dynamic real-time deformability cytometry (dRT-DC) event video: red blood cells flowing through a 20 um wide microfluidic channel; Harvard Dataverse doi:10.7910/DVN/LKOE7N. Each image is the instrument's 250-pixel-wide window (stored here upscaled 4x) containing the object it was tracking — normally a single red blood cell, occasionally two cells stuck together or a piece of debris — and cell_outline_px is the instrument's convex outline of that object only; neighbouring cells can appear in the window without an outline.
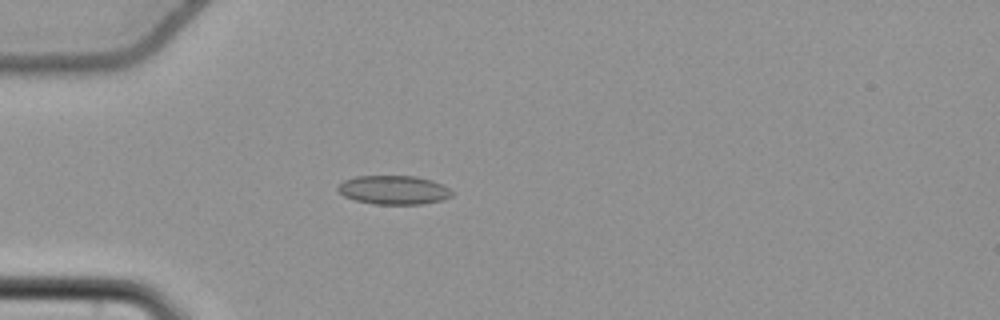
{"species": "common noctule bat (a hibernating species)", "species_latin": "Nyctalus noctula", "temperature_condition": "cold", "stored_images_in_passage": 50, "camera_frame_rate_fps": 3000, "um_per_image_px": 0.085, "animal": {"sex": "female", "body_mass_g": 22.7, "forearm_length_mm": 54.2}, "frame": {"image": 1, "passage_image": 11, "time_ms": 3.333, "image_size_px": [1000, 320], "cell_outline_px": [[452, 196], [444, 200], [420, 204], [376, 204], [356, 200], [344, 196], [336, 188], [344, 180], [356, 176], [416, 176], [432, 180], [444, 184], [452, 192]], "centroid_in_image_um": [33.5, 16.14], "position_along_channel_um": 51.5, "area_um2": 19.19}}
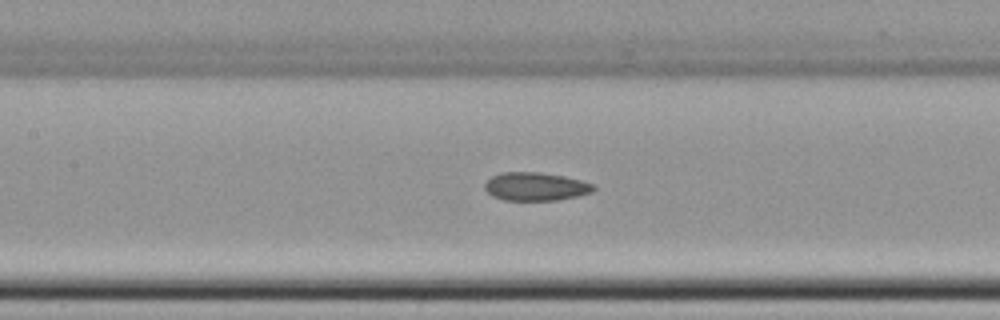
{"frame": {"image": 2, "passage_image": 21, "time_ms": 6.667, "image_size_px": [1000, 320], "cell_outline_px": [[596, 188], [592, 192], [576, 196], [556, 200], [504, 200], [492, 196], [484, 188], [484, 184], [492, 176], [504, 172], [536, 172], [564, 176], [580, 180], [592, 184]], "centroid_in_image_um": [45.51, 15.86], "position_along_channel_um": 161.9, "area_um2": 17.74}}
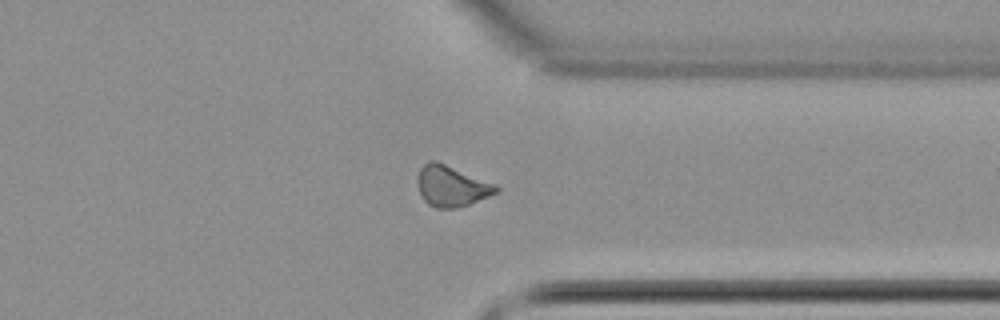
{"frame": {"image": 3, "passage_image": 38, "time_ms": 12.333, "image_size_px": [1000, 320], "cell_outline_px": [[500, 192], [468, 204], [456, 208], [436, 208], [428, 204], [424, 200], [416, 184], [416, 180], [420, 168], [428, 160], [436, 160], [492, 184], [500, 188]], "centroid_in_image_um": [38.32, 15.82], "position_along_channel_um": 373.1, "area_um2": 18.44}, "authors_computed_cell_mechanics": {"area_um2": 18.3226, "velocity_mm_per_s": 3.7506, "shape_relaxation_time_tau1_ms": null, "shape_relaxation_time_tau2_ms": 8.8143, "deformation_change_tau1": null, "deformation_change_tau2": 0.1408}}